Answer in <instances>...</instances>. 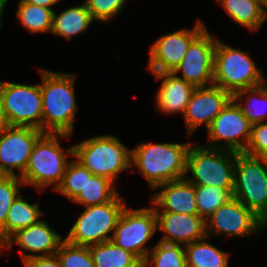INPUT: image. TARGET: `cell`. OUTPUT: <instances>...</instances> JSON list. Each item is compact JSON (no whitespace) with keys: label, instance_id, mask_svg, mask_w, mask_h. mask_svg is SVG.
Here are the masks:
<instances>
[{"label":"cell","instance_id":"44dd1931","mask_svg":"<svg viewBox=\"0 0 267 267\" xmlns=\"http://www.w3.org/2000/svg\"><path fill=\"white\" fill-rule=\"evenodd\" d=\"M93 21L86 4L82 3L62 10L59 15L54 12L51 33L70 40L72 36L86 31Z\"/></svg>","mask_w":267,"mask_h":267},{"label":"cell","instance_id":"d590c367","mask_svg":"<svg viewBox=\"0 0 267 267\" xmlns=\"http://www.w3.org/2000/svg\"><path fill=\"white\" fill-rule=\"evenodd\" d=\"M25 267H61L56 254L34 257L24 263Z\"/></svg>","mask_w":267,"mask_h":267},{"label":"cell","instance_id":"ab89813d","mask_svg":"<svg viewBox=\"0 0 267 267\" xmlns=\"http://www.w3.org/2000/svg\"><path fill=\"white\" fill-rule=\"evenodd\" d=\"M267 0H263V10H264V15L265 18L267 19Z\"/></svg>","mask_w":267,"mask_h":267},{"label":"cell","instance_id":"7c38bea8","mask_svg":"<svg viewBox=\"0 0 267 267\" xmlns=\"http://www.w3.org/2000/svg\"><path fill=\"white\" fill-rule=\"evenodd\" d=\"M251 128L252 124L232 99L207 129L208 140L211 141L207 147L242 153L248 145ZM220 140L224 142L223 145L218 143Z\"/></svg>","mask_w":267,"mask_h":267},{"label":"cell","instance_id":"3957f363","mask_svg":"<svg viewBox=\"0 0 267 267\" xmlns=\"http://www.w3.org/2000/svg\"><path fill=\"white\" fill-rule=\"evenodd\" d=\"M58 137H71L62 133H43L33 146L25 172L20 176L24 185H31L43 192L48 186L56 190L62 183L66 167L73 156V146L62 149Z\"/></svg>","mask_w":267,"mask_h":267},{"label":"cell","instance_id":"9c48e42d","mask_svg":"<svg viewBox=\"0 0 267 267\" xmlns=\"http://www.w3.org/2000/svg\"><path fill=\"white\" fill-rule=\"evenodd\" d=\"M0 107L7 126L33 127L42 131L40 84L0 81Z\"/></svg>","mask_w":267,"mask_h":267},{"label":"cell","instance_id":"74e56055","mask_svg":"<svg viewBox=\"0 0 267 267\" xmlns=\"http://www.w3.org/2000/svg\"><path fill=\"white\" fill-rule=\"evenodd\" d=\"M6 127H7V123L5 121L4 115H3L1 107H0V135L3 133V131Z\"/></svg>","mask_w":267,"mask_h":267},{"label":"cell","instance_id":"1f68e13d","mask_svg":"<svg viewBox=\"0 0 267 267\" xmlns=\"http://www.w3.org/2000/svg\"><path fill=\"white\" fill-rule=\"evenodd\" d=\"M92 175L84 166L73 159V161L68 163L62 183L56 191L73 201L84 189L86 176Z\"/></svg>","mask_w":267,"mask_h":267},{"label":"cell","instance_id":"4316f807","mask_svg":"<svg viewBox=\"0 0 267 267\" xmlns=\"http://www.w3.org/2000/svg\"><path fill=\"white\" fill-rule=\"evenodd\" d=\"M114 185V182L103 176H86V185L73 202L84 207L108 203L119 194Z\"/></svg>","mask_w":267,"mask_h":267},{"label":"cell","instance_id":"484cf974","mask_svg":"<svg viewBox=\"0 0 267 267\" xmlns=\"http://www.w3.org/2000/svg\"><path fill=\"white\" fill-rule=\"evenodd\" d=\"M205 239L184 246L187 267H228V252L209 244Z\"/></svg>","mask_w":267,"mask_h":267},{"label":"cell","instance_id":"52a82bcc","mask_svg":"<svg viewBox=\"0 0 267 267\" xmlns=\"http://www.w3.org/2000/svg\"><path fill=\"white\" fill-rule=\"evenodd\" d=\"M232 196L267 223V161L236 152L235 179Z\"/></svg>","mask_w":267,"mask_h":267},{"label":"cell","instance_id":"836d02e7","mask_svg":"<svg viewBox=\"0 0 267 267\" xmlns=\"http://www.w3.org/2000/svg\"><path fill=\"white\" fill-rule=\"evenodd\" d=\"M84 3L94 20L107 23L122 11L126 0H85Z\"/></svg>","mask_w":267,"mask_h":267},{"label":"cell","instance_id":"9a60e30c","mask_svg":"<svg viewBox=\"0 0 267 267\" xmlns=\"http://www.w3.org/2000/svg\"><path fill=\"white\" fill-rule=\"evenodd\" d=\"M258 230H263V221L234 197L222 204L206 221L207 237L212 234L248 236Z\"/></svg>","mask_w":267,"mask_h":267},{"label":"cell","instance_id":"83f0119b","mask_svg":"<svg viewBox=\"0 0 267 267\" xmlns=\"http://www.w3.org/2000/svg\"><path fill=\"white\" fill-rule=\"evenodd\" d=\"M54 10L20 0L16 10L19 23L30 33H47L52 30Z\"/></svg>","mask_w":267,"mask_h":267},{"label":"cell","instance_id":"ba28073f","mask_svg":"<svg viewBox=\"0 0 267 267\" xmlns=\"http://www.w3.org/2000/svg\"><path fill=\"white\" fill-rule=\"evenodd\" d=\"M122 200L118 194L108 203L85 207L70 228L65 240L74 245L88 247L110 241L117 221L126 207L127 202Z\"/></svg>","mask_w":267,"mask_h":267},{"label":"cell","instance_id":"d4e9b609","mask_svg":"<svg viewBox=\"0 0 267 267\" xmlns=\"http://www.w3.org/2000/svg\"><path fill=\"white\" fill-rule=\"evenodd\" d=\"M43 214L37 202L31 204L23 199L22 195L18 196L13 201L6 217L5 242L17 231L38 223Z\"/></svg>","mask_w":267,"mask_h":267},{"label":"cell","instance_id":"ac0fdd59","mask_svg":"<svg viewBox=\"0 0 267 267\" xmlns=\"http://www.w3.org/2000/svg\"><path fill=\"white\" fill-rule=\"evenodd\" d=\"M157 230L163 232L162 242L180 244L207 238L206 221L199 215L156 213Z\"/></svg>","mask_w":267,"mask_h":267},{"label":"cell","instance_id":"7a4b0ae2","mask_svg":"<svg viewBox=\"0 0 267 267\" xmlns=\"http://www.w3.org/2000/svg\"><path fill=\"white\" fill-rule=\"evenodd\" d=\"M42 83V132L71 135L77 110L75 75L40 69Z\"/></svg>","mask_w":267,"mask_h":267},{"label":"cell","instance_id":"277c9868","mask_svg":"<svg viewBox=\"0 0 267 267\" xmlns=\"http://www.w3.org/2000/svg\"><path fill=\"white\" fill-rule=\"evenodd\" d=\"M73 146V157L89 172L115 183L120 172L131 168V149L112 135L93 136Z\"/></svg>","mask_w":267,"mask_h":267},{"label":"cell","instance_id":"cb8c5ba5","mask_svg":"<svg viewBox=\"0 0 267 267\" xmlns=\"http://www.w3.org/2000/svg\"><path fill=\"white\" fill-rule=\"evenodd\" d=\"M95 267H143V263L131 252L111 240L89 246Z\"/></svg>","mask_w":267,"mask_h":267},{"label":"cell","instance_id":"8d00e7d4","mask_svg":"<svg viewBox=\"0 0 267 267\" xmlns=\"http://www.w3.org/2000/svg\"><path fill=\"white\" fill-rule=\"evenodd\" d=\"M22 1L33 5L43 6L52 9V6L55 5L56 3L58 4L59 1L61 0H22Z\"/></svg>","mask_w":267,"mask_h":267},{"label":"cell","instance_id":"8fae6325","mask_svg":"<svg viewBox=\"0 0 267 267\" xmlns=\"http://www.w3.org/2000/svg\"><path fill=\"white\" fill-rule=\"evenodd\" d=\"M205 28L198 18L193 29L183 28L159 37L150 46L147 69L152 74L172 73L184 58L191 42Z\"/></svg>","mask_w":267,"mask_h":267},{"label":"cell","instance_id":"6da1fadb","mask_svg":"<svg viewBox=\"0 0 267 267\" xmlns=\"http://www.w3.org/2000/svg\"><path fill=\"white\" fill-rule=\"evenodd\" d=\"M190 144L143 142L131 149V166L138 169L152 189L187 176Z\"/></svg>","mask_w":267,"mask_h":267},{"label":"cell","instance_id":"2e32d148","mask_svg":"<svg viewBox=\"0 0 267 267\" xmlns=\"http://www.w3.org/2000/svg\"><path fill=\"white\" fill-rule=\"evenodd\" d=\"M232 99L230 92L215 85L195 88L183 113L187 135H191L201 124L208 129Z\"/></svg>","mask_w":267,"mask_h":267},{"label":"cell","instance_id":"7402d4cb","mask_svg":"<svg viewBox=\"0 0 267 267\" xmlns=\"http://www.w3.org/2000/svg\"><path fill=\"white\" fill-rule=\"evenodd\" d=\"M229 17L251 31L258 30L266 21L263 0H220Z\"/></svg>","mask_w":267,"mask_h":267},{"label":"cell","instance_id":"f1b7e54d","mask_svg":"<svg viewBox=\"0 0 267 267\" xmlns=\"http://www.w3.org/2000/svg\"><path fill=\"white\" fill-rule=\"evenodd\" d=\"M143 267H187L185 247L158 241L148 253Z\"/></svg>","mask_w":267,"mask_h":267},{"label":"cell","instance_id":"e0dca14e","mask_svg":"<svg viewBox=\"0 0 267 267\" xmlns=\"http://www.w3.org/2000/svg\"><path fill=\"white\" fill-rule=\"evenodd\" d=\"M64 240V236L62 237L60 234L56 233L47 222L40 220L34 225L17 231L0 247V249H8L11 248L14 243L17 244L20 248V255L25 263L34 257L56 254ZM21 249L38 254H27L26 252H22Z\"/></svg>","mask_w":267,"mask_h":267},{"label":"cell","instance_id":"e575fe53","mask_svg":"<svg viewBox=\"0 0 267 267\" xmlns=\"http://www.w3.org/2000/svg\"><path fill=\"white\" fill-rule=\"evenodd\" d=\"M243 153L267 161V123L261 122L252 125L250 139Z\"/></svg>","mask_w":267,"mask_h":267},{"label":"cell","instance_id":"ffe728a7","mask_svg":"<svg viewBox=\"0 0 267 267\" xmlns=\"http://www.w3.org/2000/svg\"><path fill=\"white\" fill-rule=\"evenodd\" d=\"M162 83L156 94L159 111L166 114L185 112L195 87L173 73L153 74Z\"/></svg>","mask_w":267,"mask_h":267},{"label":"cell","instance_id":"d6986e66","mask_svg":"<svg viewBox=\"0 0 267 267\" xmlns=\"http://www.w3.org/2000/svg\"><path fill=\"white\" fill-rule=\"evenodd\" d=\"M150 201L156 213L198 215L195 185L186 178L158 186ZM161 208V209H160Z\"/></svg>","mask_w":267,"mask_h":267},{"label":"cell","instance_id":"4fadbf2b","mask_svg":"<svg viewBox=\"0 0 267 267\" xmlns=\"http://www.w3.org/2000/svg\"><path fill=\"white\" fill-rule=\"evenodd\" d=\"M217 39L205 28L191 42L184 58L172 73L195 88L213 85L214 53ZM180 72L182 73L181 77L178 76Z\"/></svg>","mask_w":267,"mask_h":267},{"label":"cell","instance_id":"d6a6232c","mask_svg":"<svg viewBox=\"0 0 267 267\" xmlns=\"http://www.w3.org/2000/svg\"><path fill=\"white\" fill-rule=\"evenodd\" d=\"M56 255L61 267H95L88 246L74 245L64 240Z\"/></svg>","mask_w":267,"mask_h":267},{"label":"cell","instance_id":"4dcf8cb0","mask_svg":"<svg viewBox=\"0 0 267 267\" xmlns=\"http://www.w3.org/2000/svg\"><path fill=\"white\" fill-rule=\"evenodd\" d=\"M24 186L20 177L2 175L0 177V247L5 243V222L13 201L19 196V186Z\"/></svg>","mask_w":267,"mask_h":267},{"label":"cell","instance_id":"5bb4252c","mask_svg":"<svg viewBox=\"0 0 267 267\" xmlns=\"http://www.w3.org/2000/svg\"><path fill=\"white\" fill-rule=\"evenodd\" d=\"M42 134L41 130L33 127L7 126L0 135V173L20 177L25 172L34 144Z\"/></svg>","mask_w":267,"mask_h":267},{"label":"cell","instance_id":"f35d334b","mask_svg":"<svg viewBox=\"0 0 267 267\" xmlns=\"http://www.w3.org/2000/svg\"><path fill=\"white\" fill-rule=\"evenodd\" d=\"M9 2V0H0V28H2V14H3V11H4V9H5V6H6V4Z\"/></svg>","mask_w":267,"mask_h":267},{"label":"cell","instance_id":"f546056e","mask_svg":"<svg viewBox=\"0 0 267 267\" xmlns=\"http://www.w3.org/2000/svg\"><path fill=\"white\" fill-rule=\"evenodd\" d=\"M198 215L205 221L224 203L231 199L233 191L212 186H195Z\"/></svg>","mask_w":267,"mask_h":267},{"label":"cell","instance_id":"5b68a950","mask_svg":"<svg viewBox=\"0 0 267 267\" xmlns=\"http://www.w3.org/2000/svg\"><path fill=\"white\" fill-rule=\"evenodd\" d=\"M236 152L191 143L187 153L185 177L195 186H212L234 190Z\"/></svg>","mask_w":267,"mask_h":267},{"label":"cell","instance_id":"30bf717a","mask_svg":"<svg viewBox=\"0 0 267 267\" xmlns=\"http://www.w3.org/2000/svg\"><path fill=\"white\" fill-rule=\"evenodd\" d=\"M156 230L154 207L132 210L125 207L117 221L111 241L144 263L151 250L146 248L145 244Z\"/></svg>","mask_w":267,"mask_h":267},{"label":"cell","instance_id":"603a6c76","mask_svg":"<svg viewBox=\"0 0 267 267\" xmlns=\"http://www.w3.org/2000/svg\"><path fill=\"white\" fill-rule=\"evenodd\" d=\"M244 95H247L248 98H245L243 102ZM233 100L252 125L264 122L267 119V84L265 82L235 92Z\"/></svg>","mask_w":267,"mask_h":267},{"label":"cell","instance_id":"8992f818","mask_svg":"<svg viewBox=\"0 0 267 267\" xmlns=\"http://www.w3.org/2000/svg\"><path fill=\"white\" fill-rule=\"evenodd\" d=\"M248 53L217 39L214 53L213 85L232 95L240 90L261 85L266 80Z\"/></svg>","mask_w":267,"mask_h":267}]
</instances>
